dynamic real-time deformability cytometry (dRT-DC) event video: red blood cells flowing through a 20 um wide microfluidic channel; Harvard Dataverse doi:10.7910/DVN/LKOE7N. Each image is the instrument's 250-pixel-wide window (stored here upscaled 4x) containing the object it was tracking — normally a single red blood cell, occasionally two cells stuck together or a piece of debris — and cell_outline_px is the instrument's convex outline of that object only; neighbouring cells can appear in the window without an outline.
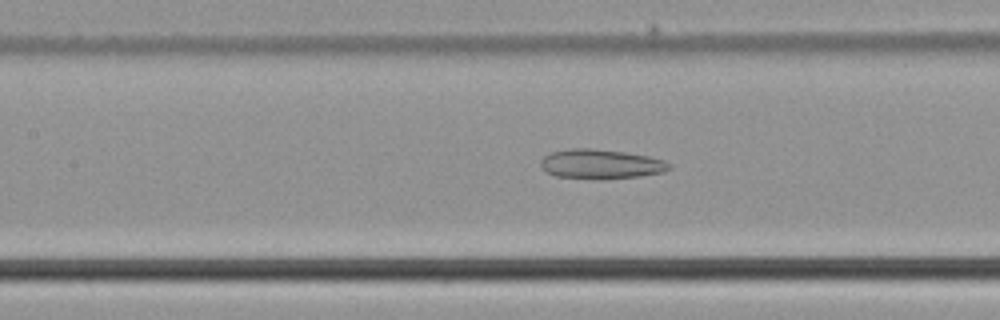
{"species": "common noctule bat (a hibernating species)", "species_latin": "Nyctalus noctula", "temperature_condition": "cold", "stored_images_in_passage": 45, "camera_frame_rate_fps": 3000, "um_per_image_px": 0.085, "animal": {"sex": "male", "body_mass_g": 21.5, "forearm_length_mm": 52.0}, "frame": {"image": 1, "passage_image": 18, "time_ms": 5.667, "image_size_px": [1000, 320], "cell_outline_px": [[672, 168], [664, 172], [640, 176], [604, 180], [596, 180], [556, 176], [548, 172], [540, 164], [540, 160], [544, 156], [552, 152], [572, 148], [592, 148], [624, 152], [648, 156], [664, 160], [672, 164]], "centroid_in_image_um": [51.11, 13.96], "position_along_channel_um": 156.3, "area_um2": 22.37}}
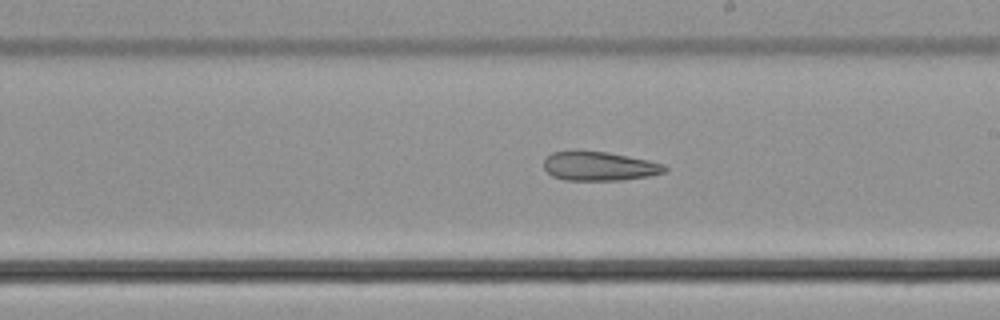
{"frame": {"image": 2, "passage_image": 24, "time_ms": 7.667, "image_size_px": [1000, 320], "cell_outline_px": [[668, 168], [664, 172], [648, 176], [620, 180], [564, 180], [552, 176], [544, 168], [544, 160], [552, 152], [608, 152], [648, 160], [664, 164]], "centroid_in_image_um": [50.95, 14.14], "position_along_channel_um": 238.0, "area_um2": 20.11}}
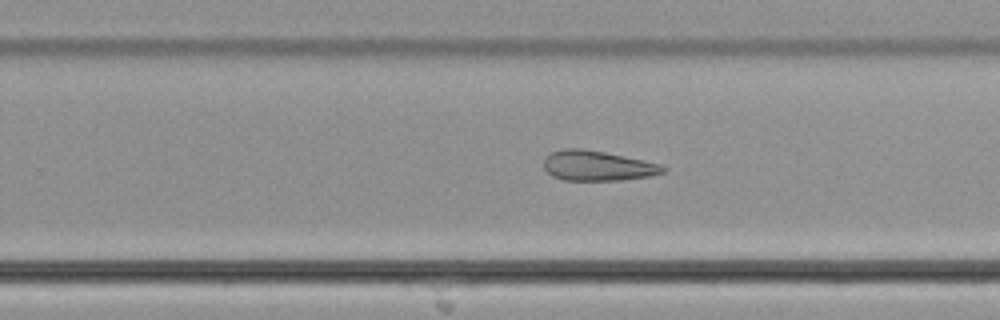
{"frame": {"image": 3, "passage_image": 27, "time_ms": 8.667, "image_size_px": [1000, 320], "cell_outline_px": [[664, 172], [652, 176], [620, 180], [564, 180], [552, 176], [544, 168], [544, 160], [552, 152], [564, 148], [580, 148], [604, 152], [660, 164], [664, 168]], "centroid_in_image_um": [50.76, 14.09], "position_along_channel_um": 279.0, "area_um2": 20.58}}